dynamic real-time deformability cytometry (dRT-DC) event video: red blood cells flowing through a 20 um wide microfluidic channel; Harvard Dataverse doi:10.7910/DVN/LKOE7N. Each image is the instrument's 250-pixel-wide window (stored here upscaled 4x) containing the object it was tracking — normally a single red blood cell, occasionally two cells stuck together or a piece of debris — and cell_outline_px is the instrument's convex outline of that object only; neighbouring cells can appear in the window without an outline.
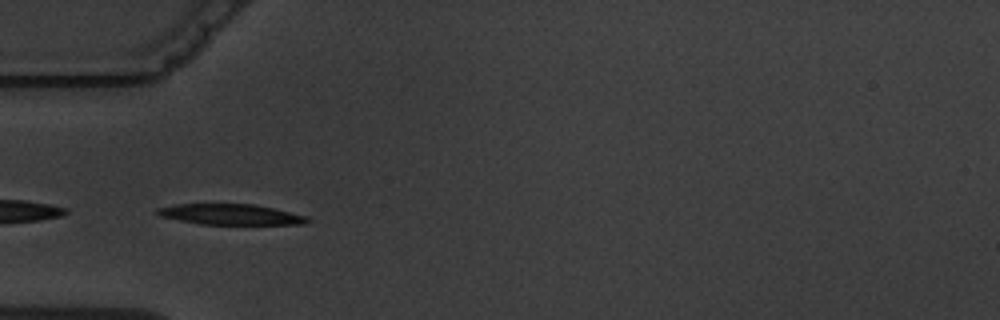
{"species": "common noctule bat (a hibernating species)", "species_latin": "Nyctalus noctula", "temperature_condition": "warm", "stored_images_in_passage": 6, "camera_frame_rate_fps": 3000, "um_per_image_px": 0.085, "animal": {"sex": "male", "body_mass_g": 19.5, "forearm_length_mm": 54.6}, "frame": {"image": 1, "passage_image": 5, "time_ms": 4.667, "image_size_px": [1000, 320], "cell_outline_px": [[312, 220], [304, 224], [200, 224], [160, 216], [156, 212], [156, 208], [176, 204], [252, 204], [272, 208], [308, 216]], "centroid_in_image_um": [19.61, 18.22], "position_along_channel_um": 65.4, "area_um2": 17.92}}